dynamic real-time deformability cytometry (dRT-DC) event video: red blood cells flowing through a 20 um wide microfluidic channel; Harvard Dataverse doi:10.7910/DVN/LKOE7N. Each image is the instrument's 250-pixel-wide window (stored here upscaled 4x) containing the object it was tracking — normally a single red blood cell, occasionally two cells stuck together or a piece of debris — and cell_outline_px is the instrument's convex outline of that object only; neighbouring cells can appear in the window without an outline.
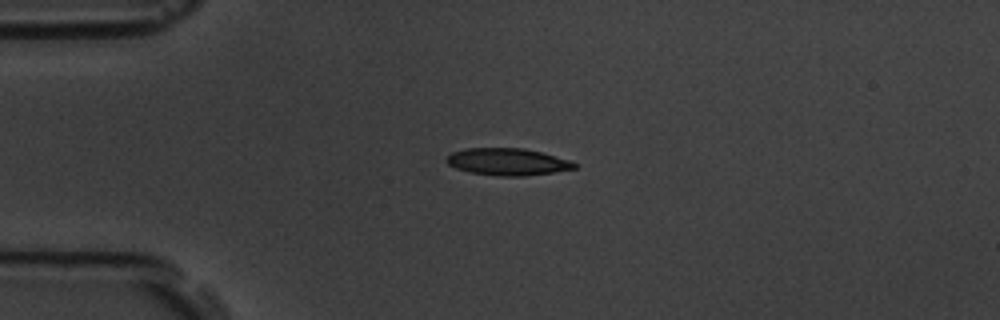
{"species": "common noctule bat (a hibernating species)", "species_latin": "Nyctalus noctula", "temperature_condition": "room temperature", "stored_images_in_passage": 3, "camera_frame_rate_fps": 3000, "um_per_image_px": 0.085, "animal": {"sex": "male", "body_mass_g": 19.5, "forearm_length_mm": 54.6}, "frame": {"image": 1, "passage_image": 3, "time_ms": 2.333, "image_size_px": [1000, 320], "cell_outline_px": [[576, 168], [552, 172], [524, 176], [500, 176], [468, 172], [456, 168], [448, 164], [444, 160], [452, 152], [464, 148], [524, 148], [540, 152], [568, 160], [576, 164]], "centroid_in_image_um": [43.08, 13.75], "position_along_channel_um": 41.9, "area_um2": 20.0}}